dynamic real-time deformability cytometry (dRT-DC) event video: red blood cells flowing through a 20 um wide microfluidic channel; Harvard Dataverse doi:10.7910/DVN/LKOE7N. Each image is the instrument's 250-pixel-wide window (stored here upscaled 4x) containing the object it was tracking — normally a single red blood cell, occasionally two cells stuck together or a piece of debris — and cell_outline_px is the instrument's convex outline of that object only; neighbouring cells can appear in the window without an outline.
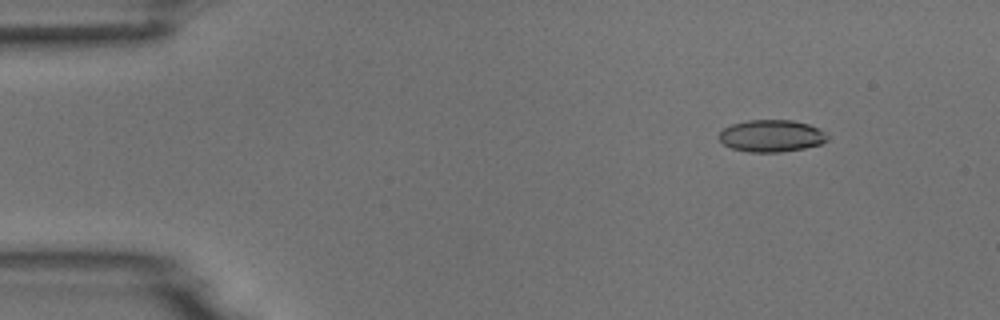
{"species": "common noctule bat (a hibernating species)", "species_latin": "Nyctalus noctula", "temperature_condition": "room temperature", "stored_images_in_passage": 7, "camera_frame_rate_fps": 3000, "um_per_image_px": 0.085, "animal": {"sex": "male", "body_mass_g": 18.8}, "frame": {"image": 1, "passage_image": 2, "time_ms": 1.333, "image_size_px": [1000, 320], "cell_outline_px": [[828, 140], [820, 144], [804, 148], [780, 152], [748, 152], [732, 148], [724, 144], [716, 136], [724, 128], [732, 124], [748, 120], [792, 120], [808, 124], [820, 128], [828, 136]], "centroid_in_image_um": [65.57, 11.55], "position_along_channel_um": 19.4, "area_um2": 20.29}}
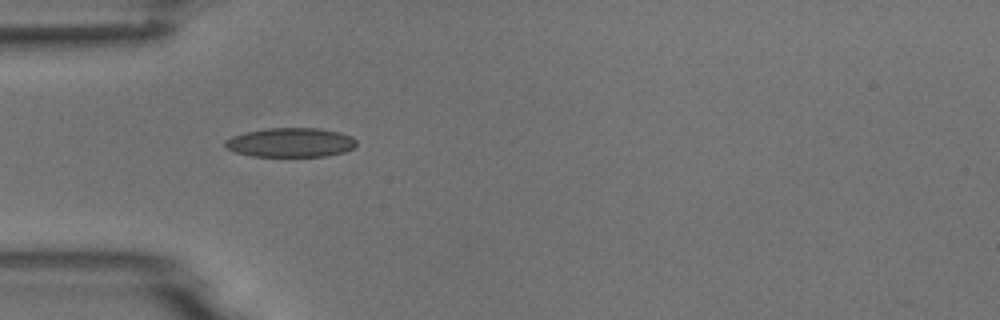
{"frame": {"image": 2, "passage_image": 5, "time_ms": 4.667, "image_size_px": [1000, 320], "cell_outline_px": [[356, 144], [352, 148], [344, 152], [324, 156], [252, 156], [236, 152], [224, 148], [224, 140], [232, 136], [244, 132], [264, 128], [316, 128], [340, 132], [352, 136], [356, 140]], "centroid_in_image_um": [24.66, 12.1], "position_along_channel_um": 60.3, "area_um2": 22.48}}